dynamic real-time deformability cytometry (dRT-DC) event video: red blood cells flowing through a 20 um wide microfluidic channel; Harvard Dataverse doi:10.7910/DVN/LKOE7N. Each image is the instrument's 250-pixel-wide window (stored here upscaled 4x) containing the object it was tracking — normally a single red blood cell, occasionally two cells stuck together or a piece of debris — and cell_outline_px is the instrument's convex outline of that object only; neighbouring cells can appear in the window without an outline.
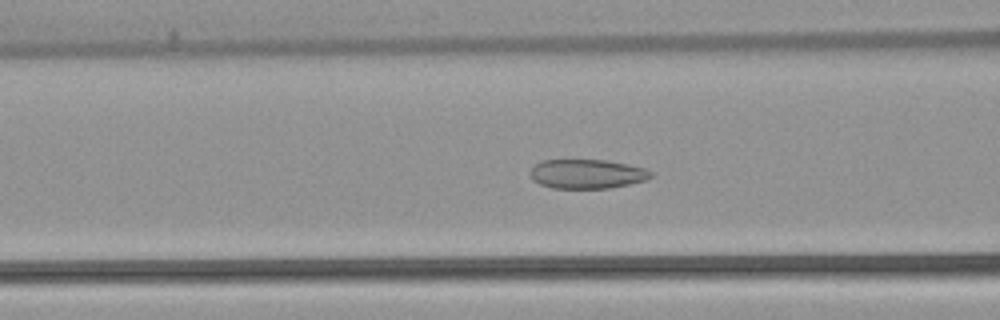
{"species": "common noctule bat (a hibernating species)", "species_latin": "Nyctalus noctula", "temperature_condition": "warm", "stored_images_in_passage": 53, "camera_frame_rate_fps": 3000, "um_per_image_px": 0.085, "animal": {"sex": "female", "body_mass_g": 22.7, "forearm_length_mm": 54.2}, "frame": {"image": 1, "passage_image": 21, "time_ms": 6.667, "image_size_px": [1000, 320], "cell_outline_px": [[656, 172], [648, 180], [608, 188], [552, 188], [540, 184], [532, 180], [528, 172], [536, 164], [544, 160], [608, 160], [628, 164], [644, 168]], "centroid_in_image_um": [49.92, 14.78], "position_along_channel_um": 116.7, "area_um2": 20.75}}
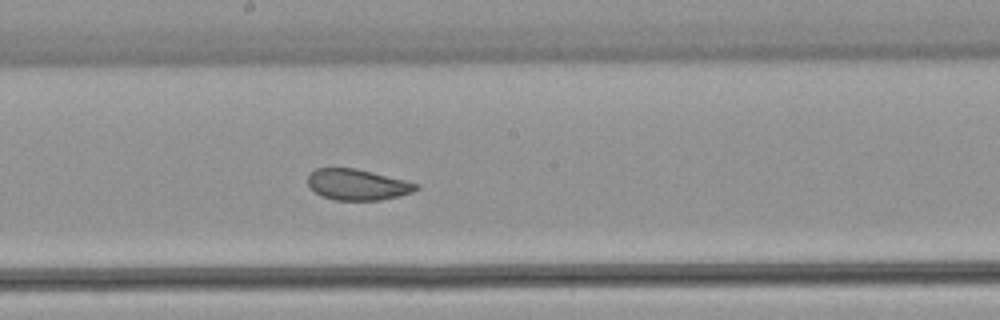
{"frame": {"image": 2, "passage_image": 29, "time_ms": 9.333, "image_size_px": [1000, 320], "cell_outline_px": [[420, 188], [412, 192], [400, 196], [380, 200], [336, 200], [324, 196], [316, 192], [308, 184], [308, 172], [316, 168], [356, 168], [420, 184]], "centroid_in_image_um": [30.39, 15.68], "position_along_channel_um": 217.8, "area_um2": 19.48}}
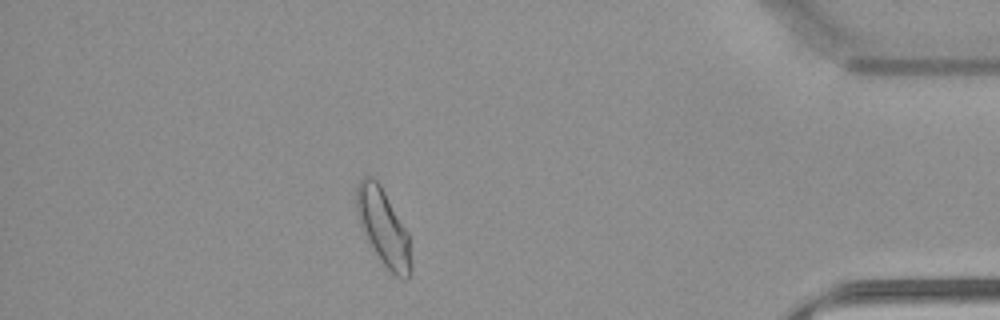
{"frame": {"image": 3, "passage_image": 47, "time_ms": 15.333, "image_size_px": [1000, 320], "cell_outline_px": [[412, 272], [404, 280], [396, 276], [384, 264], [368, 240], [360, 224], [356, 208], [356, 188], [360, 180], [364, 176], [372, 176], [380, 184], [408, 232], [412, 264]], "centroid_in_image_um": [32.6, 19.31], "position_along_channel_um": 402.6, "area_um2": 23.93}, "authors_computed_cell_mechanics": {"area_um2": 22.6576, "velocity_mm_per_s": 3.7928, "shape_relaxation_time_tau1_ms": 10.0782, "shape_relaxation_time_tau2_ms": 1.266, "deformation_change_tau1": 0.1777, "deformation_change_tau2": 0.0583}}